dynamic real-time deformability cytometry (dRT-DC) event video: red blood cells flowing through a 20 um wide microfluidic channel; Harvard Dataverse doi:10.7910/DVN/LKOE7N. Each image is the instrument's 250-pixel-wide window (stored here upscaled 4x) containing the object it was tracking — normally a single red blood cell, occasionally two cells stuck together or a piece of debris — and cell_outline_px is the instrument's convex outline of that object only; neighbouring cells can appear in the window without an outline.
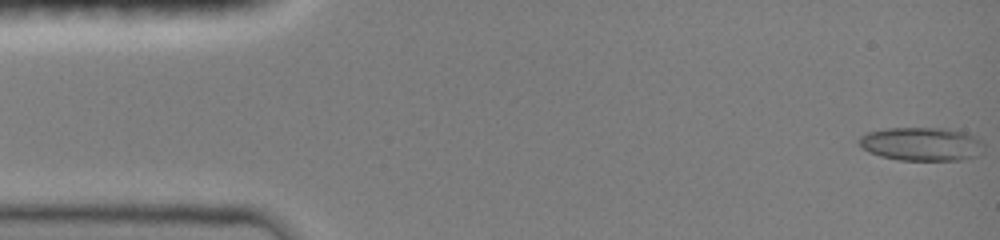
{"species": "common noctule bat (a hibernating species)", "species_latin": "Nyctalus noctula", "temperature_condition": "room temperature", "stored_images_in_passage": 48, "camera_frame_rate_fps": 3000, "um_per_image_px": 0.085, "animal": {"sex": "female", "body_mass_g": 19.0, "forearm_length_mm": 51.5}, "frame": {"image": 1, "passage_image": 1, "time_ms": 0.0, "image_size_px": [1000, 240], "cell_outline_px": [[984, 152], [976, 156], [960, 160], [900, 160], [880, 156], [868, 152], [860, 148], [856, 140], [860, 136], [868, 132], [888, 128], [944, 128], [964, 132], [980, 140], [984, 144]], "centroid_in_image_um": [78.3, 12.25], "position_along_channel_um": 6.7, "area_um2": 24.62}}
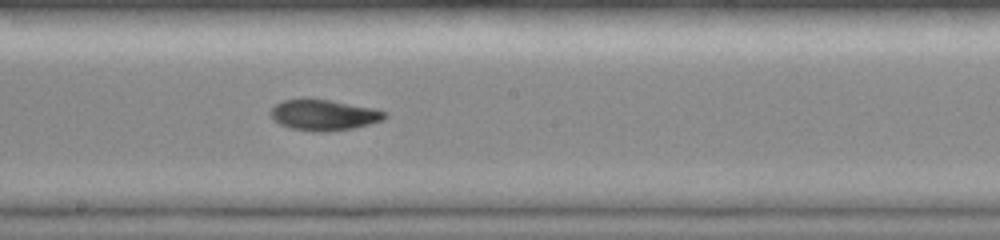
{"frame": {"image": 2, "passage_image": 26, "time_ms": 8.333, "image_size_px": [1000, 240], "cell_outline_px": [[388, 116], [384, 120], [352, 128], [320, 132], [316, 132], [292, 128], [280, 124], [272, 120], [268, 112], [276, 104], [284, 100], [304, 96], [332, 100], [372, 108], [388, 112]], "centroid_in_image_um": [27.48, 9.74], "position_along_channel_um": 220.7, "area_um2": 20.92}}
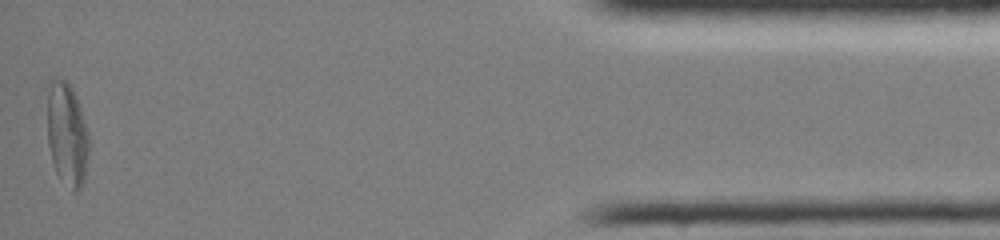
{"frame": {"image": 3, "passage_image": 47, "time_ms": 15.333, "image_size_px": [1000, 240], "cell_outline_px": [[88, 152], [84, 180], [80, 188], [76, 192], [72, 192], [56, 172], [52, 160], [48, 144], [44, 84], [48, 80], [64, 80], [72, 88], [76, 96], [88, 132]], "centroid_in_image_um": [5.63, 11.34], "position_along_channel_um": 429.6, "area_um2": 25.66}, "authors_computed_cell_mechanics": {"area_um2": 20.808, "velocity_mm_per_s": 4.0199, "shape_relaxation_time_tau1_ms": null, "shape_relaxation_time_tau2_ms": 5.6225, "deformation_change_tau1": null, "deformation_change_tau2": 0.1189}}